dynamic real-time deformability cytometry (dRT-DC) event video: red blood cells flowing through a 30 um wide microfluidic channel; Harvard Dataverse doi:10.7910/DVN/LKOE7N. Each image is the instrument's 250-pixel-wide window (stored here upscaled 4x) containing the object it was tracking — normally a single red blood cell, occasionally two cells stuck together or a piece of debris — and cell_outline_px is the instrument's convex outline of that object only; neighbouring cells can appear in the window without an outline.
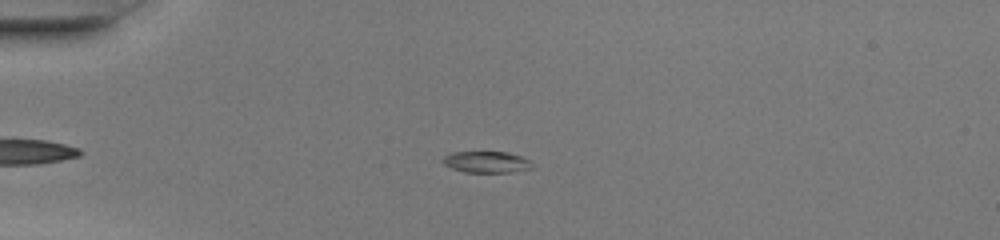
{"species": "common noctule bat (a hibernating species)", "species_latin": "Nyctalus noctula", "temperature_condition": "warm", "stored_images_in_passage": 40, "camera_frame_rate_fps": 3000, "um_per_image_px": 0.085, "animal": {"sex": "female", "body_mass_g": 20.0, "forearm_length_mm": 54.0}, "frame": {"image": 1, "passage_image": 4, "time_ms": 1.0, "image_size_px": [1000, 240], "cell_outline_px": [[532, 168], [512, 172], [464, 172], [452, 168], [444, 164], [440, 160], [444, 156], [452, 152], [508, 152], [524, 156], [532, 164]], "centroid_in_image_um": [41.35, 13.76], "position_along_channel_um": 43.7, "area_um2": 11.21}}
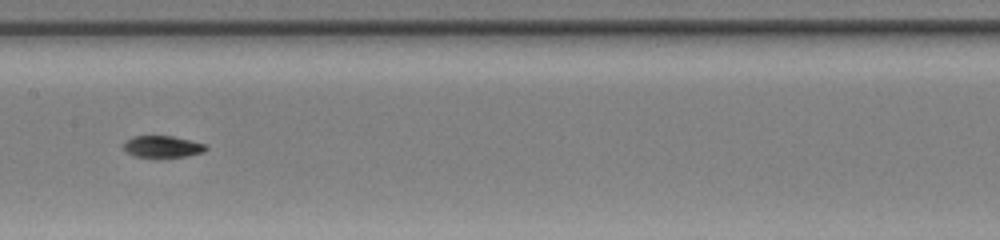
{"frame": {"image": 2, "passage_image": 17, "time_ms": 5.333, "image_size_px": [1000, 240], "cell_outline_px": [[208, 148], [204, 152], [184, 156], [136, 156], [128, 152], [124, 148], [124, 140], [132, 136], [172, 136], [208, 144]], "centroid_in_image_um": [13.85, 12.43], "position_along_channel_um": 193.6, "area_um2": 10.23}}
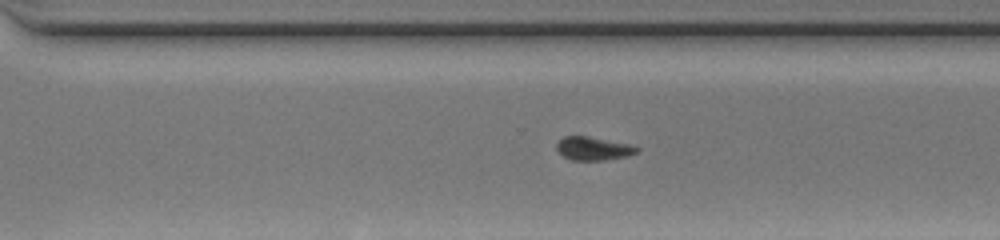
{"frame": {"image": 3, "passage_image": 26, "time_ms": 8.333, "image_size_px": [1000, 240], "cell_outline_px": [[640, 148], [636, 152], [628, 156], [604, 160], [572, 160], [564, 156], [556, 148], [556, 144], [564, 136], [588, 136], [628, 144]], "centroid_in_image_um": [50.42, 12.62], "position_along_channel_um": 320.2, "area_um2": 10.75}, "authors_computed_cell_mechanics": {"area_um2": 10.982, "velocity_mm_per_s": 4.228, "shape_relaxation_time_tau1_ms": 5.8764, "shape_relaxation_time_tau2_ms": null, "deformation_change_tau1": 0.1795, "deformation_change_tau2": null}}